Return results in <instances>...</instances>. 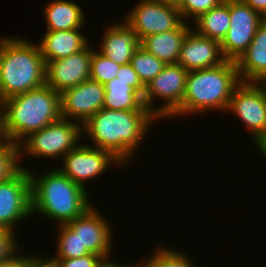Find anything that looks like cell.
<instances>
[{"label": "cell", "instance_id": "obj_30", "mask_svg": "<svg viewBox=\"0 0 266 267\" xmlns=\"http://www.w3.org/2000/svg\"><path fill=\"white\" fill-rule=\"evenodd\" d=\"M15 233L11 229L0 228V264L17 255L16 250H19V248L16 244Z\"/></svg>", "mask_w": 266, "mask_h": 267}, {"label": "cell", "instance_id": "obj_17", "mask_svg": "<svg viewBox=\"0 0 266 267\" xmlns=\"http://www.w3.org/2000/svg\"><path fill=\"white\" fill-rule=\"evenodd\" d=\"M121 23L108 26L98 51L115 63L124 65L130 63L135 50L140 46V41L125 21Z\"/></svg>", "mask_w": 266, "mask_h": 267}, {"label": "cell", "instance_id": "obj_37", "mask_svg": "<svg viewBox=\"0 0 266 267\" xmlns=\"http://www.w3.org/2000/svg\"><path fill=\"white\" fill-rule=\"evenodd\" d=\"M258 150H260L261 154L266 158V143H264Z\"/></svg>", "mask_w": 266, "mask_h": 267}, {"label": "cell", "instance_id": "obj_31", "mask_svg": "<svg viewBox=\"0 0 266 267\" xmlns=\"http://www.w3.org/2000/svg\"><path fill=\"white\" fill-rule=\"evenodd\" d=\"M101 256L97 254H87L74 259H52L56 267H96Z\"/></svg>", "mask_w": 266, "mask_h": 267}, {"label": "cell", "instance_id": "obj_3", "mask_svg": "<svg viewBox=\"0 0 266 267\" xmlns=\"http://www.w3.org/2000/svg\"><path fill=\"white\" fill-rule=\"evenodd\" d=\"M29 177L31 215L37 212L62 225L83 215L92 207L87 190L74 183L59 169L47 171L39 177L30 170Z\"/></svg>", "mask_w": 266, "mask_h": 267}, {"label": "cell", "instance_id": "obj_28", "mask_svg": "<svg viewBox=\"0 0 266 267\" xmlns=\"http://www.w3.org/2000/svg\"><path fill=\"white\" fill-rule=\"evenodd\" d=\"M120 64L108 59L97 50L92 49L90 79L105 84L116 78Z\"/></svg>", "mask_w": 266, "mask_h": 267}, {"label": "cell", "instance_id": "obj_26", "mask_svg": "<svg viewBox=\"0 0 266 267\" xmlns=\"http://www.w3.org/2000/svg\"><path fill=\"white\" fill-rule=\"evenodd\" d=\"M153 255L149 259H142L148 267H195L187 254L182 253V251L177 252L175 249H169V247L167 249L163 248V246L159 247Z\"/></svg>", "mask_w": 266, "mask_h": 267}, {"label": "cell", "instance_id": "obj_25", "mask_svg": "<svg viewBox=\"0 0 266 267\" xmlns=\"http://www.w3.org/2000/svg\"><path fill=\"white\" fill-rule=\"evenodd\" d=\"M58 229L57 256L51 259H74L91 254L66 224L59 225Z\"/></svg>", "mask_w": 266, "mask_h": 267}, {"label": "cell", "instance_id": "obj_12", "mask_svg": "<svg viewBox=\"0 0 266 267\" xmlns=\"http://www.w3.org/2000/svg\"><path fill=\"white\" fill-rule=\"evenodd\" d=\"M31 215L29 170L21 167L0 182V228L15 231L16 223Z\"/></svg>", "mask_w": 266, "mask_h": 267}, {"label": "cell", "instance_id": "obj_29", "mask_svg": "<svg viewBox=\"0 0 266 267\" xmlns=\"http://www.w3.org/2000/svg\"><path fill=\"white\" fill-rule=\"evenodd\" d=\"M223 0H182L177 6L183 21L187 18L197 19L202 13H205Z\"/></svg>", "mask_w": 266, "mask_h": 267}, {"label": "cell", "instance_id": "obj_35", "mask_svg": "<svg viewBox=\"0 0 266 267\" xmlns=\"http://www.w3.org/2000/svg\"><path fill=\"white\" fill-rule=\"evenodd\" d=\"M0 267H26V256L16 255L11 260L1 263Z\"/></svg>", "mask_w": 266, "mask_h": 267}, {"label": "cell", "instance_id": "obj_2", "mask_svg": "<svg viewBox=\"0 0 266 267\" xmlns=\"http://www.w3.org/2000/svg\"><path fill=\"white\" fill-rule=\"evenodd\" d=\"M0 111L2 138L19 144L30 133L61 118L60 94L44 85L9 97Z\"/></svg>", "mask_w": 266, "mask_h": 267}, {"label": "cell", "instance_id": "obj_21", "mask_svg": "<svg viewBox=\"0 0 266 267\" xmlns=\"http://www.w3.org/2000/svg\"><path fill=\"white\" fill-rule=\"evenodd\" d=\"M46 31L82 29L85 14L80 5L71 0H53L44 5Z\"/></svg>", "mask_w": 266, "mask_h": 267}, {"label": "cell", "instance_id": "obj_20", "mask_svg": "<svg viewBox=\"0 0 266 267\" xmlns=\"http://www.w3.org/2000/svg\"><path fill=\"white\" fill-rule=\"evenodd\" d=\"M183 21L176 29L148 35L140 41V46L167 64H177L182 43L192 29Z\"/></svg>", "mask_w": 266, "mask_h": 267}, {"label": "cell", "instance_id": "obj_18", "mask_svg": "<svg viewBox=\"0 0 266 267\" xmlns=\"http://www.w3.org/2000/svg\"><path fill=\"white\" fill-rule=\"evenodd\" d=\"M82 29L47 31L39 45L45 63L54 61L83 50L90 42L81 34Z\"/></svg>", "mask_w": 266, "mask_h": 267}, {"label": "cell", "instance_id": "obj_11", "mask_svg": "<svg viewBox=\"0 0 266 267\" xmlns=\"http://www.w3.org/2000/svg\"><path fill=\"white\" fill-rule=\"evenodd\" d=\"M63 166L58 168L74 183L86 189L85 182L100 176L113 165L123 164L111 152L79 144L63 156Z\"/></svg>", "mask_w": 266, "mask_h": 267}, {"label": "cell", "instance_id": "obj_41", "mask_svg": "<svg viewBox=\"0 0 266 267\" xmlns=\"http://www.w3.org/2000/svg\"><path fill=\"white\" fill-rule=\"evenodd\" d=\"M3 103V96H2V89H1V85H0V106Z\"/></svg>", "mask_w": 266, "mask_h": 267}, {"label": "cell", "instance_id": "obj_32", "mask_svg": "<svg viewBox=\"0 0 266 267\" xmlns=\"http://www.w3.org/2000/svg\"><path fill=\"white\" fill-rule=\"evenodd\" d=\"M116 78H119L125 82H132V87H134L142 96L144 95L145 86L139 79L130 63L120 66L119 70L117 71Z\"/></svg>", "mask_w": 266, "mask_h": 267}, {"label": "cell", "instance_id": "obj_14", "mask_svg": "<svg viewBox=\"0 0 266 267\" xmlns=\"http://www.w3.org/2000/svg\"><path fill=\"white\" fill-rule=\"evenodd\" d=\"M104 84L87 79L60 94L61 117L72 118L83 125L104 106ZM77 120H76V119Z\"/></svg>", "mask_w": 266, "mask_h": 267}, {"label": "cell", "instance_id": "obj_16", "mask_svg": "<svg viewBox=\"0 0 266 267\" xmlns=\"http://www.w3.org/2000/svg\"><path fill=\"white\" fill-rule=\"evenodd\" d=\"M226 61L218 41L191 29L182 43L177 64L188 72L219 66Z\"/></svg>", "mask_w": 266, "mask_h": 267}, {"label": "cell", "instance_id": "obj_27", "mask_svg": "<svg viewBox=\"0 0 266 267\" xmlns=\"http://www.w3.org/2000/svg\"><path fill=\"white\" fill-rule=\"evenodd\" d=\"M18 144L8 139H0V182L7 180L20 168ZM19 164V165H18Z\"/></svg>", "mask_w": 266, "mask_h": 267}, {"label": "cell", "instance_id": "obj_8", "mask_svg": "<svg viewBox=\"0 0 266 267\" xmlns=\"http://www.w3.org/2000/svg\"><path fill=\"white\" fill-rule=\"evenodd\" d=\"M188 71L179 64H167L163 70L145 86L143 100L157 120L171 115L181 106L185 93ZM156 98L165 103L161 107L154 105ZM153 104V105H152Z\"/></svg>", "mask_w": 266, "mask_h": 267}, {"label": "cell", "instance_id": "obj_4", "mask_svg": "<svg viewBox=\"0 0 266 267\" xmlns=\"http://www.w3.org/2000/svg\"><path fill=\"white\" fill-rule=\"evenodd\" d=\"M46 63L39 45L12 36L0 37V85L3 101L45 85Z\"/></svg>", "mask_w": 266, "mask_h": 267}, {"label": "cell", "instance_id": "obj_36", "mask_svg": "<svg viewBox=\"0 0 266 267\" xmlns=\"http://www.w3.org/2000/svg\"><path fill=\"white\" fill-rule=\"evenodd\" d=\"M112 255L109 256H105V257H101V259L99 260V262L97 263L96 267H131L132 265H118V263L111 261V257ZM109 259V260H108Z\"/></svg>", "mask_w": 266, "mask_h": 267}, {"label": "cell", "instance_id": "obj_38", "mask_svg": "<svg viewBox=\"0 0 266 267\" xmlns=\"http://www.w3.org/2000/svg\"><path fill=\"white\" fill-rule=\"evenodd\" d=\"M264 88L266 92V76L258 82Z\"/></svg>", "mask_w": 266, "mask_h": 267}, {"label": "cell", "instance_id": "obj_5", "mask_svg": "<svg viewBox=\"0 0 266 267\" xmlns=\"http://www.w3.org/2000/svg\"><path fill=\"white\" fill-rule=\"evenodd\" d=\"M237 64L226 60L219 66L189 71L181 106L171 116L226 110L232 92L240 83Z\"/></svg>", "mask_w": 266, "mask_h": 267}, {"label": "cell", "instance_id": "obj_13", "mask_svg": "<svg viewBox=\"0 0 266 267\" xmlns=\"http://www.w3.org/2000/svg\"><path fill=\"white\" fill-rule=\"evenodd\" d=\"M89 45L68 57L46 63L45 85L61 94L90 79L92 46Z\"/></svg>", "mask_w": 266, "mask_h": 267}, {"label": "cell", "instance_id": "obj_39", "mask_svg": "<svg viewBox=\"0 0 266 267\" xmlns=\"http://www.w3.org/2000/svg\"><path fill=\"white\" fill-rule=\"evenodd\" d=\"M131 267H148V266L142 260H141V263H140V260H139V263L134 264Z\"/></svg>", "mask_w": 266, "mask_h": 267}, {"label": "cell", "instance_id": "obj_15", "mask_svg": "<svg viewBox=\"0 0 266 267\" xmlns=\"http://www.w3.org/2000/svg\"><path fill=\"white\" fill-rule=\"evenodd\" d=\"M96 210L92 206L83 215L66 225L78 236L82 247H85L90 253L105 257L112 252L111 240L114 232L111 224Z\"/></svg>", "mask_w": 266, "mask_h": 267}, {"label": "cell", "instance_id": "obj_42", "mask_svg": "<svg viewBox=\"0 0 266 267\" xmlns=\"http://www.w3.org/2000/svg\"><path fill=\"white\" fill-rule=\"evenodd\" d=\"M1 112V111H0ZM2 138L1 136V117H0V139Z\"/></svg>", "mask_w": 266, "mask_h": 267}, {"label": "cell", "instance_id": "obj_23", "mask_svg": "<svg viewBox=\"0 0 266 267\" xmlns=\"http://www.w3.org/2000/svg\"><path fill=\"white\" fill-rule=\"evenodd\" d=\"M229 0H223L213 9L194 20L196 32L204 37L222 42L230 27Z\"/></svg>", "mask_w": 266, "mask_h": 267}, {"label": "cell", "instance_id": "obj_22", "mask_svg": "<svg viewBox=\"0 0 266 267\" xmlns=\"http://www.w3.org/2000/svg\"><path fill=\"white\" fill-rule=\"evenodd\" d=\"M104 86L103 108L111 110H149L145 106L143 96L132 87V82L113 78Z\"/></svg>", "mask_w": 266, "mask_h": 267}, {"label": "cell", "instance_id": "obj_24", "mask_svg": "<svg viewBox=\"0 0 266 267\" xmlns=\"http://www.w3.org/2000/svg\"><path fill=\"white\" fill-rule=\"evenodd\" d=\"M130 65L144 86L152 81L166 66L163 61L147 52L141 46L135 50Z\"/></svg>", "mask_w": 266, "mask_h": 267}, {"label": "cell", "instance_id": "obj_6", "mask_svg": "<svg viewBox=\"0 0 266 267\" xmlns=\"http://www.w3.org/2000/svg\"><path fill=\"white\" fill-rule=\"evenodd\" d=\"M82 125L74 120L60 118L50 125L30 133L19 144V157L22 153L33 157L63 158L67 152L80 143Z\"/></svg>", "mask_w": 266, "mask_h": 267}, {"label": "cell", "instance_id": "obj_40", "mask_svg": "<svg viewBox=\"0 0 266 267\" xmlns=\"http://www.w3.org/2000/svg\"><path fill=\"white\" fill-rule=\"evenodd\" d=\"M178 5L182 0H163Z\"/></svg>", "mask_w": 266, "mask_h": 267}, {"label": "cell", "instance_id": "obj_7", "mask_svg": "<svg viewBox=\"0 0 266 267\" xmlns=\"http://www.w3.org/2000/svg\"><path fill=\"white\" fill-rule=\"evenodd\" d=\"M227 110L236 114L255 140L266 143V92L257 82H240L233 90Z\"/></svg>", "mask_w": 266, "mask_h": 267}, {"label": "cell", "instance_id": "obj_33", "mask_svg": "<svg viewBox=\"0 0 266 267\" xmlns=\"http://www.w3.org/2000/svg\"><path fill=\"white\" fill-rule=\"evenodd\" d=\"M26 267H56L54 261L50 258H43V256H26Z\"/></svg>", "mask_w": 266, "mask_h": 267}, {"label": "cell", "instance_id": "obj_10", "mask_svg": "<svg viewBox=\"0 0 266 267\" xmlns=\"http://www.w3.org/2000/svg\"><path fill=\"white\" fill-rule=\"evenodd\" d=\"M229 13L230 27L220 45L225 59L237 62L265 19L242 0H229Z\"/></svg>", "mask_w": 266, "mask_h": 267}, {"label": "cell", "instance_id": "obj_19", "mask_svg": "<svg viewBox=\"0 0 266 267\" xmlns=\"http://www.w3.org/2000/svg\"><path fill=\"white\" fill-rule=\"evenodd\" d=\"M242 82H259L266 76V19L256 30L247 51L236 62Z\"/></svg>", "mask_w": 266, "mask_h": 267}, {"label": "cell", "instance_id": "obj_9", "mask_svg": "<svg viewBox=\"0 0 266 267\" xmlns=\"http://www.w3.org/2000/svg\"><path fill=\"white\" fill-rule=\"evenodd\" d=\"M125 22L141 41L148 35L176 29L183 19L176 4L163 0H141L127 14Z\"/></svg>", "mask_w": 266, "mask_h": 267}, {"label": "cell", "instance_id": "obj_34", "mask_svg": "<svg viewBox=\"0 0 266 267\" xmlns=\"http://www.w3.org/2000/svg\"><path fill=\"white\" fill-rule=\"evenodd\" d=\"M250 6L254 11L266 19V0H242Z\"/></svg>", "mask_w": 266, "mask_h": 267}, {"label": "cell", "instance_id": "obj_1", "mask_svg": "<svg viewBox=\"0 0 266 267\" xmlns=\"http://www.w3.org/2000/svg\"><path fill=\"white\" fill-rule=\"evenodd\" d=\"M156 118L150 110L102 108L82 125V133L85 131L92 140L90 146L111 152L125 164L136 153Z\"/></svg>", "mask_w": 266, "mask_h": 267}]
</instances>
